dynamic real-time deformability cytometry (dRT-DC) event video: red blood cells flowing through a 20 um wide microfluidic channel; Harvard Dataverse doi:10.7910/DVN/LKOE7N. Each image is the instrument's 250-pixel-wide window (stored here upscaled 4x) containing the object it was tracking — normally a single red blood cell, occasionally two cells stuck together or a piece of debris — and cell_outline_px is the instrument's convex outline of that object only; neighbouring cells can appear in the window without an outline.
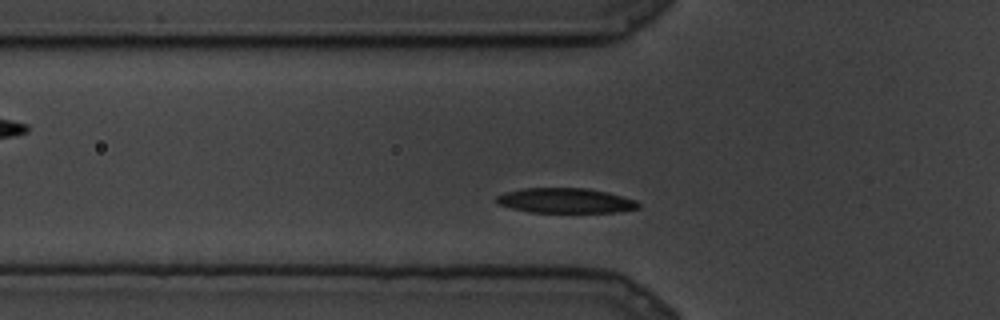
{"species": "common noctule bat (a hibernating species)", "species_latin": "Nyctalus noctula", "temperature_condition": "cold", "stored_images_in_passage": 65, "camera_frame_rate_fps": 3000, "um_per_image_px": 0.085, "animal": {"sex": "male", "body_mass_g": 19.5, "forearm_length_mm": 54.6}, "frame": {"image": 1, "passage_image": 2, "time_ms": 0.333, "image_size_px": [1000, 320], "cell_outline_px": [[640, 208], [616, 212], [532, 212], [512, 208], [496, 204], [496, 196], [504, 192], [524, 188], [588, 188], [608, 192], [636, 200], [640, 204]], "centroid_in_image_um": [48.07, 17.04], "position_along_channel_um": 77.7, "area_um2": 20.69}}
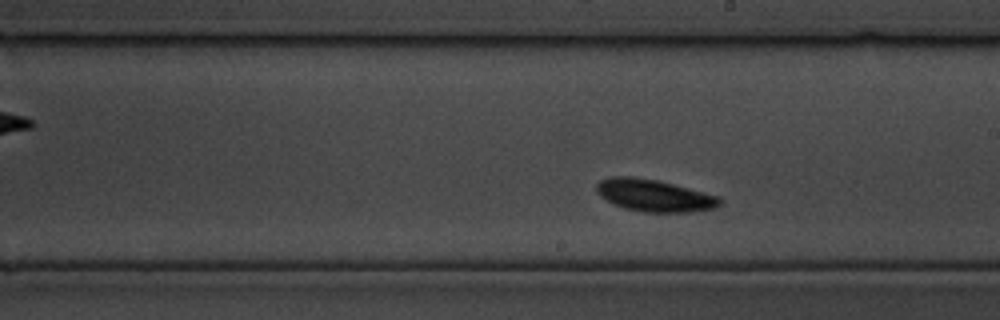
{"frame": {"image": 2, "passage_image": 24, "time_ms": 7.667, "image_size_px": [1000, 320], "cell_outline_px": [[724, 200], [716, 208], [692, 212], [640, 212], [624, 208], [612, 204], [600, 196], [596, 192], [596, 184], [600, 180], [608, 176], [632, 176], [656, 180], [720, 196]], "centroid_in_image_um": [55.59, 16.62], "position_along_channel_um": 233.4, "area_um2": 23.35}}
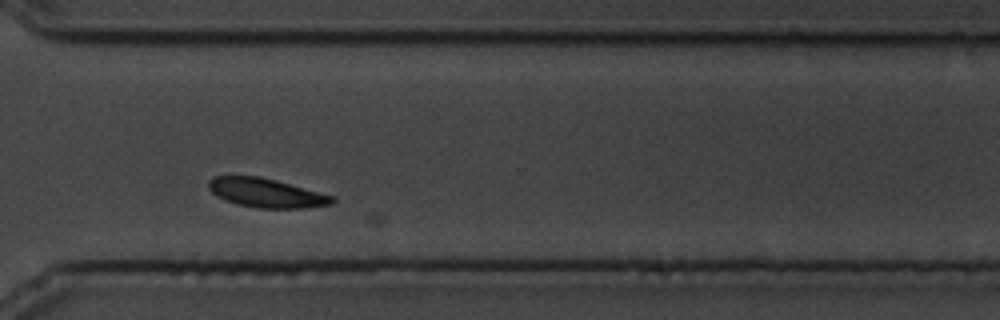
{"frame": {"image": 3, "passage_image": 40, "time_ms": 13.0, "image_size_px": [1000, 320], "cell_outline_px": [[336, 200], [332, 204], [304, 208], [260, 208], [236, 204], [224, 200], [216, 196], [208, 188], [208, 180], [212, 176], [260, 176], [276, 180], [336, 196]], "centroid_in_image_um": [22.63, 16.39], "position_along_channel_um": 348.0, "area_um2": 21.15}}